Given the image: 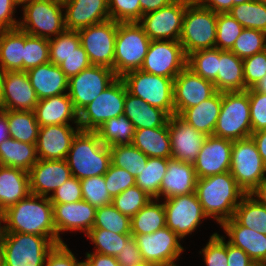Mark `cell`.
I'll return each instance as SVG.
<instances>
[{"mask_svg": "<svg viewBox=\"0 0 266 266\" xmlns=\"http://www.w3.org/2000/svg\"><path fill=\"white\" fill-rule=\"evenodd\" d=\"M107 190L112 198L136 185V178L127 170L110 164L104 174Z\"/></svg>", "mask_w": 266, "mask_h": 266, "instance_id": "obj_55", "label": "cell"}, {"mask_svg": "<svg viewBox=\"0 0 266 266\" xmlns=\"http://www.w3.org/2000/svg\"><path fill=\"white\" fill-rule=\"evenodd\" d=\"M38 160L36 144L9 138L0 145V165L29 171Z\"/></svg>", "mask_w": 266, "mask_h": 266, "instance_id": "obj_36", "label": "cell"}, {"mask_svg": "<svg viewBox=\"0 0 266 266\" xmlns=\"http://www.w3.org/2000/svg\"><path fill=\"white\" fill-rule=\"evenodd\" d=\"M220 226L229 244L242 249L255 263L266 264V235L240 225L233 217Z\"/></svg>", "mask_w": 266, "mask_h": 266, "instance_id": "obj_28", "label": "cell"}, {"mask_svg": "<svg viewBox=\"0 0 266 266\" xmlns=\"http://www.w3.org/2000/svg\"><path fill=\"white\" fill-rule=\"evenodd\" d=\"M55 245L46 236L6 232L2 245L3 266H44Z\"/></svg>", "mask_w": 266, "mask_h": 266, "instance_id": "obj_8", "label": "cell"}, {"mask_svg": "<svg viewBox=\"0 0 266 266\" xmlns=\"http://www.w3.org/2000/svg\"><path fill=\"white\" fill-rule=\"evenodd\" d=\"M198 177L193 163L168 159L166 174L160 186V199H168L175 196L195 192Z\"/></svg>", "mask_w": 266, "mask_h": 266, "instance_id": "obj_27", "label": "cell"}, {"mask_svg": "<svg viewBox=\"0 0 266 266\" xmlns=\"http://www.w3.org/2000/svg\"><path fill=\"white\" fill-rule=\"evenodd\" d=\"M230 173L246 194L266 177V166L252 137L233 141Z\"/></svg>", "mask_w": 266, "mask_h": 266, "instance_id": "obj_11", "label": "cell"}, {"mask_svg": "<svg viewBox=\"0 0 266 266\" xmlns=\"http://www.w3.org/2000/svg\"><path fill=\"white\" fill-rule=\"evenodd\" d=\"M174 0H140L142 16L169 5Z\"/></svg>", "mask_w": 266, "mask_h": 266, "instance_id": "obj_66", "label": "cell"}, {"mask_svg": "<svg viewBox=\"0 0 266 266\" xmlns=\"http://www.w3.org/2000/svg\"><path fill=\"white\" fill-rule=\"evenodd\" d=\"M4 75H5V71L0 66V104H1V99H2V89H3Z\"/></svg>", "mask_w": 266, "mask_h": 266, "instance_id": "obj_72", "label": "cell"}, {"mask_svg": "<svg viewBox=\"0 0 266 266\" xmlns=\"http://www.w3.org/2000/svg\"><path fill=\"white\" fill-rule=\"evenodd\" d=\"M264 50H266V33L244 28L230 51L243 60Z\"/></svg>", "mask_w": 266, "mask_h": 266, "instance_id": "obj_48", "label": "cell"}, {"mask_svg": "<svg viewBox=\"0 0 266 266\" xmlns=\"http://www.w3.org/2000/svg\"><path fill=\"white\" fill-rule=\"evenodd\" d=\"M246 90L252 88L266 75V50L243 59Z\"/></svg>", "mask_w": 266, "mask_h": 266, "instance_id": "obj_56", "label": "cell"}, {"mask_svg": "<svg viewBox=\"0 0 266 266\" xmlns=\"http://www.w3.org/2000/svg\"><path fill=\"white\" fill-rule=\"evenodd\" d=\"M6 232L46 236L58 244L53 205L49 197L29 194L4 212Z\"/></svg>", "mask_w": 266, "mask_h": 266, "instance_id": "obj_1", "label": "cell"}, {"mask_svg": "<svg viewBox=\"0 0 266 266\" xmlns=\"http://www.w3.org/2000/svg\"><path fill=\"white\" fill-rule=\"evenodd\" d=\"M251 137L257 146L264 165L266 166V129L253 132Z\"/></svg>", "mask_w": 266, "mask_h": 266, "instance_id": "obj_67", "label": "cell"}, {"mask_svg": "<svg viewBox=\"0 0 266 266\" xmlns=\"http://www.w3.org/2000/svg\"><path fill=\"white\" fill-rule=\"evenodd\" d=\"M10 138L8 126V110L0 108V145L3 141Z\"/></svg>", "mask_w": 266, "mask_h": 266, "instance_id": "obj_68", "label": "cell"}, {"mask_svg": "<svg viewBox=\"0 0 266 266\" xmlns=\"http://www.w3.org/2000/svg\"><path fill=\"white\" fill-rule=\"evenodd\" d=\"M52 205L58 244L64 243L60 234L65 231H81L86 235L93 228L96 208L90 203L81 200Z\"/></svg>", "mask_w": 266, "mask_h": 266, "instance_id": "obj_20", "label": "cell"}, {"mask_svg": "<svg viewBox=\"0 0 266 266\" xmlns=\"http://www.w3.org/2000/svg\"><path fill=\"white\" fill-rule=\"evenodd\" d=\"M219 66V49L195 51L187 56V67L202 78L216 80Z\"/></svg>", "mask_w": 266, "mask_h": 266, "instance_id": "obj_45", "label": "cell"}, {"mask_svg": "<svg viewBox=\"0 0 266 266\" xmlns=\"http://www.w3.org/2000/svg\"><path fill=\"white\" fill-rule=\"evenodd\" d=\"M16 8L14 0H0V30L18 28L19 21L14 15Z\"/></svg>", "mask_w": 266, "mask_h": 266, "instance_id": "obj_62", "label": "cell"}, {"mask_svg": "<svg viewBox=\"0 0 266 266\" xmlns=\"http://www.w3.org/2000/svg\"><path fill=\"white\" fill-rule=\"evenodd\" d=\"M80 180L72 176L50 195L51 203H71L83 200Z\"/></svg>", "mask_w": 266, "mask_h": 266, "instance_id": "obj_58", "label": "cell"}, {"mask_svg": "<svg viewBox=\"0 0 266 266\" xmlns=\"http://www.w3.org/2000/svg\"><path fill=\"white\" fill-rule=\"evenodd\" d=\"M132 144L148 158H171V141L168 122L158 128L137 129Z\"/></svg>", "mask_w": 266, "mask_h": 266, "instance_id": "obj_34", "label": "cell"}, {"mask_svg": "<svg viewBox=\"0 0 266 266\" xmlns=\"http://www.w3.org/2000/svg\"><path fill=\"white\" fill-rule=\"evenodd\" d=\"M228 266H252L255 262L242 249L227 242Z\"/></svg>", "mask_w": 266, "mask_h": 266, "instance_id": "obj_63", "label": "cell"}, {"mask_svg": "<svg viewBox=\"0 0 266 266\" xmlns=\"http://www.w3.org/2000/svg\"><path fill=\"white\" fill-rule=\"evenodd\" d=\"M136 266H160V265L155 264V263H151V262L143 261V262L137 264Z\"/></svg>", "mask_w": 266, "mask_h": 266, "instance_id": "obj_74", "label": "cell"}, {"mask_svg": "<svg viewBox=\"0 0 266 266\" xmlns=\"http://www.w3.org/2000/svg\"><path fill=\"white\" fill-rule=\"evenodd\" d=\"M124 115L131 121L135 130L162 127L169 119L164 110L149 105L128 91L125 97Z\"/></svg>", "mask_w": 266, "mask_h": 266, "instance_id": "obj_31", "label": "cell"}, {"mask_svg": "<svg viewBox=\"0 0 266 266\" xmlns=\"http://www.w3.org/2000/svg\"><path fill=\"white\" fill-rule=\"evenodd\" d=\"M80 183L83 200L96 209L112 204L113 198L107 190L104 175L85 178Z\"/></svg>", "mask_w": 266, "mask_h": 266, "instance_id": "obj_52", "label": "cell"}, {"mask_svg": "<svg viewBox=\"0 0 266 266\" xmlns=\"http://www.w3.org/2000/svg\"><path fill=\"white\" fill-rule=\"evenodd\" d=\"M91 65L86 51L80 45L59 66L66 77L70 79Z\"/></svg>", "mask_w": 266, "mask_h": 266, "instance_id": "obj_59", "label": "cell"}, {"mask_svg": "<svg viewBox=\"0 0 266 266\" xmlns=\"http://www.w3.org/2000/svg\"><path fill=\"white\" fill-rule=\"evenodd\" d=\"M28 171L0 165V212L30 194Z\"/></svg>", "mask_w": 266, "mask_h": 266, "instance_id": "obj_30", "label": "cell"}, {"mask_svg": "<svg viewBox=\"0 0 266 266\" xmlns=\"http://www.w3.org/2000/svg\"><path fill=\"white\" fill-rule=\"evenodd\" d=\"M168 130L171 141V158L193 163L207 136L194 129L176 114L169 116Z\"/></svg>", "mask_w": 266, "mask_h": 266, "instance_id": "obj_19", "label": "cell"}, {"mask_svg": "<svg viewBox=\"0 0 266 266\" xmlns=\"http://www.w3.org/2000/svg\"><path fill=\"white\" fill-rule=\"evenodd\" d=\"M202 7L216 13H227L233 6V0H196Z\"/></svg>", "mask_w": 266, "mask_h": 266, "instance_id": "obj_65", "label": "cell"}, {"mask_svg": "<svg viewBox=\"0 0 266 266\" xmlns=\"http://www.w3.org/2000/svg\"><path fill=\"white\" fill-rule=\"evenodd\" d=\"M118 23L112 19L78 30L92 65L113 69Z\"/></svg>", "mask_w": 266, "mask_h": 266, "instance_id": "obj_12", "label": "cell"}, {"mask_svg": "<svg viewBox=\"0 0 266 266\" xmlns=\"http://www.w3.org/2000/svg\"><path fill=\"white\" fill-rule=\"evenodd\" d=\"M252 266H266L265 263H254Z\"/></svg>", "mask_w": 266, "mask_h": 266, "instance_id": "obj_77", "label": "cell"}, {"mask_svg": "<svg viewBox=\"0 0 266 266\" xmlns=\"http://www.w3.org/2000/svg\"><path fill=\"white\" fill-rule=\"evenodd\" d=\"M248 1H251V0H233V4L235 6V5H238V4H241V3H244V2H248Z\"/></svg>", "mask_w": 266, "mask_h": 266, "instance_id": "obj_76", "label": "cell"}, {"mask_svg": "<svg viewBox=\"0 0 266 266\" xmlns=\"http://www.w3.org/2000/svg\"><path fill=\"white\" fill-rule=\"evenodd\" d=\"M136 239L142 258L160 266H179L175 262L184 251L182 240L167 226L151 234L132 235Z\"/></svg>", "mask_w": 266, "mask_h": 266, "instance_id": "obj_16", "label": "cell"}, {"mask_svg": "<svg viewBox=\"0 0 266 266\" xmlns=\"http://www.w3.org/2000/svg\"><path fill=\"white\" fill-rule=\"evenodd\" d=\"M32 1L33 0H14L17 6L21 5L22 7Z\"/></svg>", "mask_w": 266, "mask_h": 266, "instance_id": "obj_73", "label": "cell"}, {"mask_svg": "<svg viewBox=\"0 0 266 266\" xmlns=\"http://www.w3.org/2000/svg\"><path fill=\"white\" fill-rule=\"evenodd\" d=\"M250 195L266 207V177L253 189Z\"/></svg>", "mask_w": 266, "mask_h": 266, "instance_id": "obj_69", "label": "cell"}, {"mask_svg": "<svg viewBox=\"0 0 266 266\" xmlns=\"http://www.w3.org/2000/svg\"><path fill=\"white\" fill-rule=\"evenodd\" d=\"M250 101V120L252 133L266 129V94L246 90Z\"/></svg>", "mask_w": 266, "mask_h": 266, "instance_id": "obj_57", "label": "cell"}, {"mask_svg": "<svg viewBox=\"0 0 266 266\" xmlns=\"http://www.w3.org/2000/svg\"><path fill=\"white\" fill-rule=\"evenodd\" d=\"M228 13L244 28L266 33V1L251 0L233 6Z\"/></svg>", "mask_w": 266, "mask_h": 266, "instance_id": "obj_41", "label": "cell"}, {"mask_svg": "<svg viewBox=\"0 0 266 266\" xmlns=\"http://www.w3.org/2000/svg\"><path fill=\"white\" fill-rule=\"evenodd\" d=\"M244 27L228 12L217 13L215 48L231 50Z\"/></svg>", "mask_w": 266, "mask_h": 266, "instance_id": "obj_49", "label": "cell"}, {"mask_svg": "<svg viewBox=\"0 0 266 266\" xmlns=\"http://www.w3.org/2000/svg\"><path fill=\"white\" fill-rule=\"evenodd\" d=\"M232 140L213 135L207 136L193 162L198 178L230 171Z\"/></svg>", "mask_w": 266, "mask_h": 266, "instance_id": "obj_21", "label": "cell"}, {"mask_svg": "<svg viewBox=\"0 0 266 266\" xmlns=\"http://www.w3.org/2000/svg\"><path fill=\"white\" fill-rule=\"evenodd\" d=\"M80 45L78 31L65 30L56 37H52L49 39L50 62L59 66Z\"/></svg>", "mask_w": 266, "mask_h": 266, "instance_id": "obj_50", "label": "cell"}, {"mask_svg": "<svg viewBox=\"0 0 266 266\" xmlns=\"http://www.w3.org/2000/svg\"><path fill=\"white\" fill-rule=\"evenodd\" d=\"M109 149L111 164L127 170L135 178L146 167L148 157L133 144L111 146Z\"/></svg>", "mask_w": 266, "mask_h": 266, "instance_id": "obj_43", "label": "cell"}, {"mask_svg": "<svg viewBox=\"0 0 266 266\" xmlns=\"http://www.w3.org/2000/svg\"><path fill=\"white\" fill-rule=\"evenodd\" d=\"M24 31L0 30V66L6 71H23Z\"/></svg>", "mask_w": 266, "mask_h": 266, "instance_id": "obj_35", "label": "cell"}, {"mask_svg": "<svg viewBox=\"0 0 266 266\" xmlns=\"http://www.w3.org/2000/svg\"><path fill=\"white\" fill-rule=\"evenodd\" d=\"M84 266H120L116 257L99 254L96 252H86Z\"/></svg>", "mask_w": 266, "mask_h": 266, "instance_id": "obj_64", "label": "cell"}, {"mask_svg": "<svg viewBox=\"0 0 266 266\" xmlns=\"http://www.w3.org/2000/svg\"><path fill=\"white\" fill-rule=\"evenodd\" d=\"M165 226L164 204L152 198L131 218V235L151 234Z\"/></svg>", "mask_w": 266, "mask_h": 266, "instance_id": "obj_37", "label": "cell"}, {"mask_svg": "<svg viewBox=\"0 0 266 266\" xmlns=\"http://www.w3.org/2000/svg\"><path fill=\"white\" fill-rule=\"evenodd\" d=\"M80 130V127L75 128L71 124L40 127L36 143L38 159H66L72 141Z\"/></svg>", "mask_w": 266, "mask_h": 266, "instance_id": "obj_24", "label": "cell"}, {"mask_svg": "<svg viewBox=\"0 0 266 266\" xmlns=\"http://www.w3.org/2000/svg\"><path fill=\"white\" fill-rule=\"evenodd\" d=\"M72 176L79 180L104 175L111 164V153L95 131L80 130L66 157Z\"/></svg>", "mask_w": 266, "mask_h": 266, "instance_id": "obj_3", "label": "cell"}, {"mask_svg": "<svg viewBox=\"0 0 266 266\" xmlns=\"http://www.w3.org/2000/svg\"><path fill=\"white\" fill-rule=\"evenodd\" d=\"M193 0H174L157 11L147 13L138 22L151 41H179L186 7Z\"/></svg>", "mask_w": 266, "mask_h": 266, "instance_id": "obj_13", "label": "cell"}, {"mask_svg": "<svg viewBox=\"0 0 266 266\" xmlns=\"http://www.w3.org/2000/svg\"><path fill=\"white\" fill-rule=\"evenodd\" d=\"M206 266H228L227 241L218 232L210 236L209 242L199 251Z\"/></svg>", "mask_w": 266, "mask_h": 266, "instance_id": "obj_54", "label": "cell"}, {"mask_svg": "<svg viewBox=\"0 0 266 266\" xmlns=\"http://www.w3.org/2000/svg\"><path fill=\"white\" fill-rule=\"evenodd\" d=\"M222 92L217 91L209 99L185 109L179 116L197 131L206 136L213 135L221 111Z\"/></svg>", "mask_w": 266, "mask_h": 266, "instance_id": "obj_32", "label": "cell"}, {"mask_svg": "<svg viewBox=\"0 0 266 266\" xmlns=\"http://www.w3.org/2000/svg\"><path fill=\"white\" fill-rule=\"evenodd\" d=\"M86 237L94 244L95 251L93 252L116 257L132 235L116 234L109 230L92 228Z\"/></svg>", "mask_w": 266, "mask_h": 266, "instance_id": "obj_44", "label": "cell"}, {"mask_svg": "<svg viewBox=\"0 0 266 266\" xmlns=\"http://www.w3.org/2000/svg\"><path fill=\"white\" fill-rule=\"evenodd\" d=\"M39 99L27 72L6 71L0 108L15 111H34Z\"/></svg>", "mask_w": 266, "mask_h": 266, "instance_id": "obj_22", "label": "cell"}, {"mask_svg": "<svg viewBox=\"0 0 266 266\" xmlns=\"http://www.w3.org/2000/svg\"><path fill=\"white\" fill-rule=\"evenodd\" d=\"M255 92L266 94V75L252 87Z\"/></svg>", "mask_w": 266, "mask_h": 266, "instance_id": "obj_70", "label": "cell"}, {"mask_svg": "<svg viewBox=\"0 0 266 266\" xmlns=\"http://www.w3.org/2000/svg\"><path fill=\"white\" fill-rule=\"evenodd\" d=\"M27 75L39 100L68 93L69 79L58 65H39L28 70Z\"/></svg>", "mask_w": 266, "mask_h": 266, "instance_id": "obj_29", "label": "cell"}, {"mask_svg": "<svg viewBox=\"0 0 266 266\" xmlns=\"http://www.w3.org/2000/svg\"><path fill=\"white\" fill-rule=\"evenodd\" d=\"M34 113L40 127L70 124V121L79 127V113L68 93L40 99Z\"/></svg>", "mask_w": 266, "mask_h": 266, "instance_id": "obj_26", "label": "cell"}, {"mask_svg": "<svg viewBox=\"0 0 266 266\" xmlns=\"http://www.w3.org/2000/svg\"><path fill=\"white\" fill-rule=\"evenodd\" d=\"M195 193L204 214L220 225L233 217L236 207L246 195L230 171L198 178Z\"/></svg>", "mask_w": 266, "mask_h": 266, "instance_id": "obj_2", "label": "cell"}, {"mask_svg": "<svg viewBox=\"0 0 266 266\" xmlns=\"http://www.w3.org/2000/svg\"><path fill=\"white\" fill-rule=\"evenodd\" d=\"M18 28L33 36L51 39L66 30L63 2L33 0L22 7Z\"/></svg>", "mask_w": 266, "mask_h": 266, "instance_id": "obj_7", "label": "cell"}, {"mask_svg": "<svg viewBox=\"0 0 266 266\" xmlns=\"http://www.w3.org/2000/svg\"><path fill=\"white\" fill-rule=\"evenodd\" d=\"M150 38L138 22L118 23L113 71L117 77L140 70L147 54Z\"/></svg>", "mask_w": 266, "mask_h": 266, "instance_id": "obj_4", "label": "cell"}, {"mask_svg": "<svg viewBox=\"0 0 266 266\" xmlns=\"http://www.w3.org/2000/svg\"><path fill=\"white\" fill-rule=\"evenodd\" d=\"M10 138L20 142L36 144L39 124L34 111L8 110Z\"/></svg>", "mask_w": 266, "mask_h": 266, "instance_id": "obj_40", "label": "cell"}, {"mask_svg": "<svg viewBox=\"0 0 266 266\" xmlns=\"http://www.w3.org/2000/svg\"><path fill=\"white\" fill-rule=\"evenodd\" d=\"M116 259L120 266H136L144 261L134 237H131L126 244H124V248L120 250Z\"/></svg>", "mask_w": 266, "mask_h": 266, "instance_id": "obj_61", "label": "cell"}, {"mask_svg": "<svg viewBox=\"0 0 266 266\" xmlns=\"http://www.w3.org/2000/svg\"><path fill=\"white\" fill-rule=\"evenodd\" d=\"M168 159L148 158L146 167L136 177V185L151 198L160 199V186L166 174Z\"/></svg>", "mask_w": 266, "mask_h": 266, "instance_id": "obj_42", "label": "cell"}, {"mask_svg": "<svg viewBox=\"0 0 266 266\" xmlns=\"http://www.w3.org/2000/svg\"><path fill=\"white\" fill-rule=\"evenodd\" d=\"M93 228L109 230L116 234H131V218L122 214L112 204L96 209Z\"/></svg>", "mask_w": 266, "mask_h": 266, "instance_id": "obj_46", "label": "cell"}, {"mask_svg": "<svg viewBox=\"0 0 266 266\" xmlns=\"http://www.w3.org/2000/svg\"><path fill=\"white\" fill-rule=\"evenodd\" d=\"M49 62V39L24 32L23 71Z\"/></svg>", "mask_w": 266, "mask_h": 266, "instance_id": "obj_47", "label": "cell"}, {"mask_svg": "<svg viewBox=\"0 0 266 266\" xmlns=\"http://www.w3.org/2000/svg\"><path fill=\"white\" fill-rule=\"evenodd\" d=\"M250 101L247 91L222 92L221 111L213 136L229 140L251 137Z\"/></svg>", "mask_w": 266, "mask_h": 266, "instance_id": "obj_6", "label": "cell"}, {"mask_svg": "<svg viewBox=\"0 0 266 266\" xmlns=\"http://www.w3.org/2000/svg\"><path fill=\"white\" fill-rule=\"evenodd\" d=\"M217 92L214 83L194 73L187 66L174 78L173 103L175 114L198 105Z\"/></svg>", "mask_w": 266, "mask_h": 266, "instance_id": "obj_18", "label": "cell"}, {"mask_svg": "<svg viewBox=\"0 0 266 266\" xmlns=\"http://www.w3.org/2000/svg\"><path fill=\"white\" fill-rule=\"evenodd\" d=\"M187 66V55L179 41H151L141 71L174 78Z\"/></svg>", "mask_w": 266, "mask_h": 266, "instance_id": "obj_15", "label": "cell"}, {"mask_svg": "<svg viewBox=\"0 0 266 266\" xmlns=\"http://www.w3.org/2000/svg\"><path fill=\"white\" fill-rule=\"evenodd\" d=\"M121 78L130 94L164 110L169 116L175 114L173 79L141 70L128 72Z\"/></svg>", "mask_w": 266, "mask_h": 266, "instance_id": "obj_9", "label": "cell"}, {"mask_svg": "<svg viewBox=\"0 0 266 266\" xmlns=\"http://www.w3.org/2000/svg\"><path fill=\"white\" fill-rule=\"evenodd\" d=\"M117 78L113 69L97 65H91L71 77L68 81V95L75 110L79 113Z\"/></svg>", "mask_w": 266, "mask_h": 266, "instance_id": "obj_14", "label": "cell"}, {"mask_svg": "<svg viewBox=\"0 0 266 266\" xmlns=\"http://www.w3.org/2000/svg\"><path fill=\"white\" fill-rule=\"evenodd\" d=\"M151 199L145 191L134 185L115 196L112 205L122 214L132 218Z\"/></svg>", "mask_w": 266, "mask_h": 266, "instance_id": "obj_51", "label": "cell"}, {"mask_svg": "<svg viewBox=\"0 0 266 266\" xmlns=\"http://www.w3.org/2000/svg\"><path fill=\"white\" fill-rule=\"evenodd\" d=\"M110 19L119 23L139 22L142 18L140 0H108Z\"/></svg>", "mask_w": 266, "mask_h": 266, "instance_id": "obj_53", "label": "cell"}, {"mask_svg": "<svg viewBox=\"0 0 266 266\" xmlns=\"http://www.w3.org/2000/svg\"><path fill=\"white\" fill-rule=\"evenodd\" d=\"M163 204L166 226L181 239L192 234L202 220L208 218L195 192L165 199Z\"/></svg>", "mask_w": 266, "mask_h": 266, "instance_id": "obj_17", "label": "cell"}, {"mask_svg": "<svg viewBox=\"0 0 266 266\" xmlns=\"http://www.w3.org/2000/svg\"><path fill=\"white\" fill-rule=\"evenodd\" d=\"M44 266H84V260L80 262L64 242L52 248Z\"/></svg>", "mask_w": 266, "mask_h": 266, "instance_id": "obj_60", "label": "cell"}, {"mask_svg": "<svg viewBox=\"0 0 266 266\" xmlns=\"http://www.w3.org/2000/svg\"><path fill=\"white\" fill-rule=\"evenodd\" d=\"M233 218L242 226L266 235V207L246 194L234 211Z\"/></svg>", "mask_w": 266, "mask_h": 266, "instance_id": "obj_39", "label": "cell"}, {"mask_svg": "<svg viewBox=\"0 0 266 266\" xmlns=\"http://www.w3.org/2000/svg\"><path fill=\"white\" fill-rule=\"evenodd\" d=\"M219 92L246 91L243 60L229 50L219 49V66L213 82Z\"/></svg>", "mask_w": 266, "mask_h": 266, "instance_id": "obj_33", "label": "cell"}, {"mask_svg": "<svg viewBox=\"0 0 266 266\" xmlns=\"http://www.w3.org/2000/svg\"><path fill=\"white\" fill-rule=\"evenodd\" d=\"M0 266H3V246L0 245Z\"/></svg>", "mask_w": 266, "mask_h": 266, "instance_id": "obj_75", "label": "cell"}, {"mask_svg": "<svg viewBox=\"0 0 266 266\" xmlns=\"http://www.w3.org/2000/svg\"><path fill=\"white\" fill-rule=\"evenodd\" d=\"M30 192L34 195L50 197L64 182L72 177L66 159L42 160L28 171Z\"/></svg>", "mask_w": 266, "mask_h": 266, "instance_id": "obj_23", "label": "cell"}, {"mask_svg": "<svg viewBox=\"0 0 266 266\" xmlns=\"http://www.w3.org/2000/svg\"><path fill=\"white\" fill-rule=\"evenodd\" d=\"M127 87L118 77L90 104L79 112V127L82 131H95L111 118L124 114Z\"/></svg>", "mask_w": 266, "mask_h": 266, "instance_id": "obj_10", "label": "cell"}, {"mask_svg": "<svg viewBox=\"0 0 266 266\" xmlns=\"http://www.w3.org/2000/svg\"><path fill=\"white\" fill-rule=\"evenodd\" d=\"M134 131L133 124L124 114L107 120L95 130L100 141L108 147L132 144Z\"/></svg>", "mask_w": 266, "mask_h": 266, "instance_id": "obj_38", "label": "cell"}, {"mask_svg": "<svg viewBox=\"0 0 266 266\" xmlns=\"http://www.w3.org/2000/svg\"><path fill=\"white\" fill-rule=\"evenodd\" d=\"M3 223L4 225H2ZM6 234L5 218L3 212H0V245H3Z\"/></svg>", "mask_w": 266, "mask_h": 266, "instance_id": "obj_71", "label": "cell"}, {"mask_svg": "<svg viewBox=\"0 0 266 266\" xmlns=\"http://www.w3.org/2000/svg\"><path fill=\"white\" fill-rule=\"evenodd\" d=\"M216 25L217 13L193 0L186 7L179 40L185 54L215 48Z\"/></svg>", "mask_w": 266, "mask_h": 266, "instance_id": "obj_5", "label": "cell"}, {"mask_svg": "<svg viewBox=\"0 0 266 266\" xmlns=\"http://www.w3.org/2000/svg\"><path fill=\"white\" fill-rule=\"evenodd\" d=\"M63 8L66 30L78 31L110 19L108 0H66Z\"/></svg>", "mask_w": 266, "mask_h": 266, "instance_id": "obj_25", "label": "cell"}]
</instances>
